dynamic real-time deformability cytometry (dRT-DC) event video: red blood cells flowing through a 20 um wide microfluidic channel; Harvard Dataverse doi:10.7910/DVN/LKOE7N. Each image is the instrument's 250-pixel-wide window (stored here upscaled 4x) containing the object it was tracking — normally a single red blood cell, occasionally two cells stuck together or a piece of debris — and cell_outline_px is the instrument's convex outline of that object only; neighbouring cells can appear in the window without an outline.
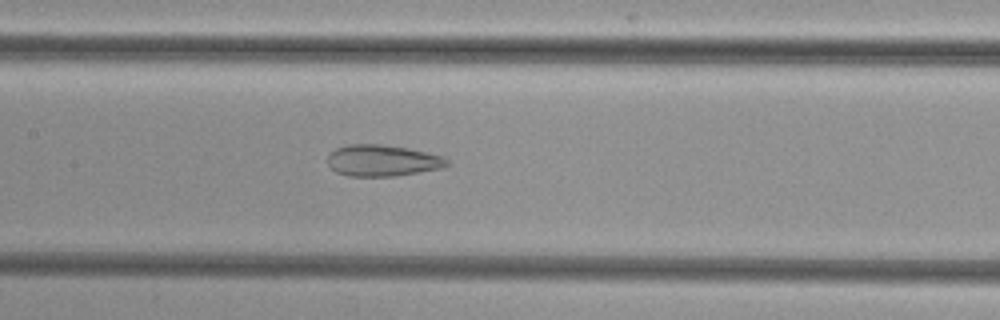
{"species": "common noctule bat (a hibernating species)", "species_latin": "Nyctalus noctula", "temperature_condition": "cold", "stored_images_in_passage": 39, "camera_frame_rate_fps": 3000, "um_per_image_px": 0.085, "animal": {"sex": "female", "body_mass_g": 29.2, "forearm_length_mm": 56.3}, "frame": {"image": 1, "passage_image": 16, "time_ms": 5.0, "image_size_px": [1000, 320], "cell_outline_px": [[448, 164], [444, 168], [396, 176], [348, 176], [336, 172], [328, 164], [328, 156], [336, 148], [348, 144], [380, 144], [408, 148], [440, 156], [448, 160]], "centroid_in_image_um": [32.49, 13.65], "position_along_channel_um": 174.9, "area_um2": 21.73}}
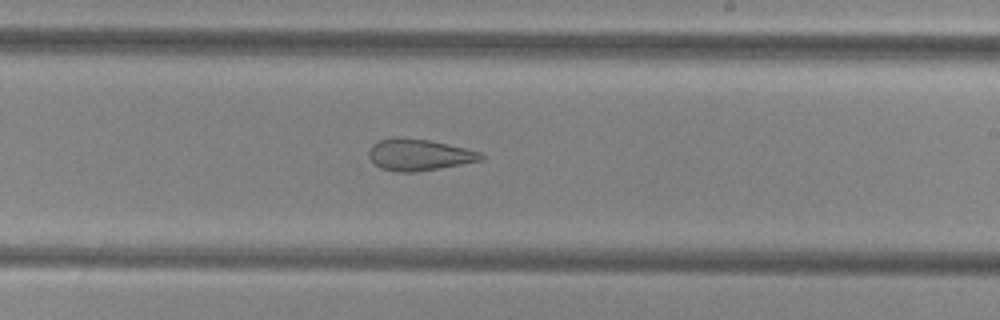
{"frame": {"image": 2, "passage_image": 22, "time_ms": 7.0, "image_size_px": [1000, 320], "cell_outline_px": [[484, 160], [440, 168], [416, 172], [400, 172], [380, 168], [368, 156], [368, 152], [372, 144], [380, 140], [392, 136], [396, 136], [428, 140], [464, 148], [480, 152], [484, 156]], "centroid_in_image_um": [35.59, 13.15], "position_along_channel_um": 253.4, "area_um2": 20.58}}
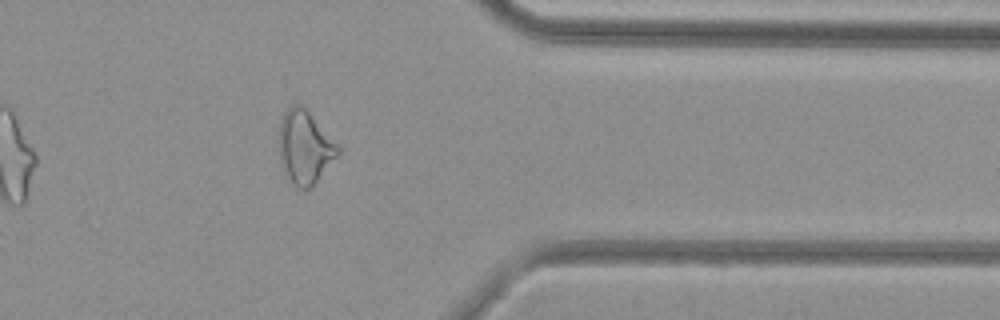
{"frame": {"image": 3, "passage_image": 33, "time_ms": 10.667, "image_size_px": [1000, 320], "cell_outline_px": [[340, 152], [312, 188], [300, 188], [284, 172], [280, 160], [280, 120], [284, 112], [292, 104], [300, 104], [308, 112], [340, 148]], "centroid_in_image_um": [25.9, 12.51], "position_along_channel_um": 385.5, "area_um2": 24.39}}